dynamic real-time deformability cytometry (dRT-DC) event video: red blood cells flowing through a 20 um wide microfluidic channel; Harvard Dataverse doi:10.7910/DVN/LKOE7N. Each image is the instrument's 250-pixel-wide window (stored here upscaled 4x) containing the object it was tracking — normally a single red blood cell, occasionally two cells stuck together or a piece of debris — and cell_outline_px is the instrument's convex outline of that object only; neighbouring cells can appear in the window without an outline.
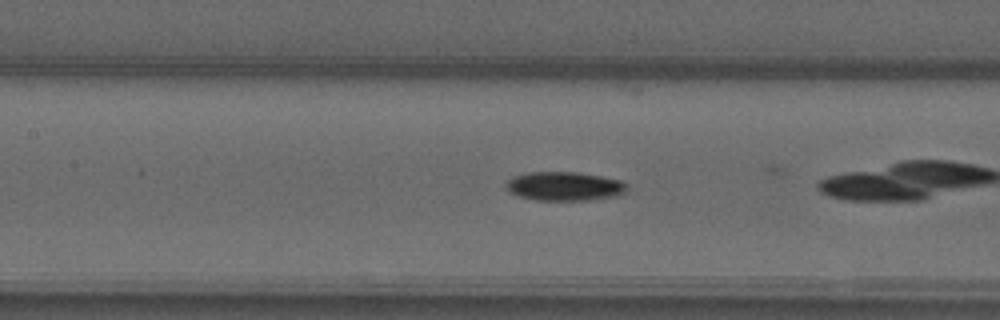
{"species": "common noctule bat (a hibernating species)", "species_latin": "Nyctalus noctula", "temperature_condition": "warm", "stored_images_in_passage": 25, "camera_frame_rate_fps": 3000, "um_per_image_px": 0.085, "animal": {"sex": "male", "forearm_length_mm": 52.5}, "frame": {"image": 1, "passage_image": 8, "time_ms": 2.333, "image_size_px": [1000, 320], "cell_outline_px": [[628, 184], [624, 192], [616, 196], [588, 200], [536, 200], [520, 196], [508, 192], [508, 180], [512, 176], [528, 172], [576, 172], [600, 176], [620, 180]], "centroid_in_image_um": [47.98, 15.83], "position_along_channel_um": 159.4, "area_um2": 20.23}}
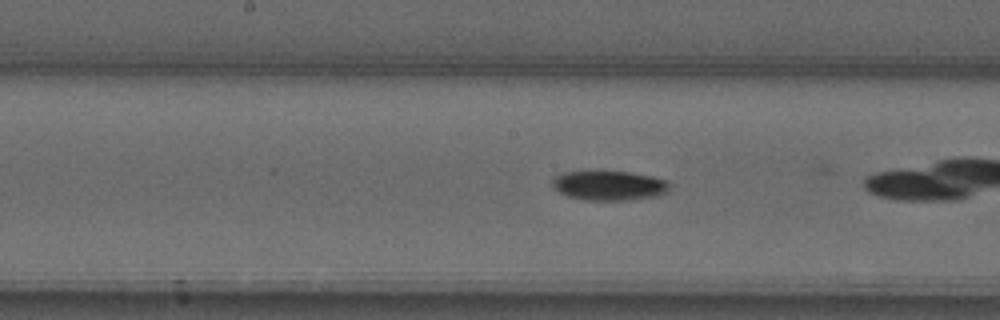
{"frame": {"image": 2, "passage_image": 11, "time_ms": 3.333, "image_size_px": [1000, 320], "cell_outline_px": [[668, 192], [652, 196], [628, 200], [584, 200], [568, 196], [552, 188], [552, 180], [556, 176], [564, 172], [600, 168], [632, 172], [652, 176], [668, 180]], "centroid_in_image_um": [51.72, 15.71], "position_along_channel_um": 196.5, "area_um2": 20.98}}
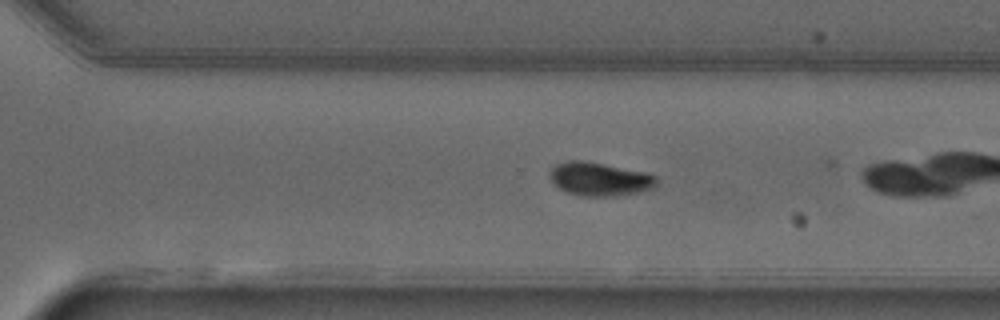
{"frame": {"image": 3, "passage_image": 21, "time_ms": 6.667, "image_size_px": [1000, 320], "cell_outline_px": [[656, 184], [652, 188], [640, 192], [612, 196], [580, 196], [568, 192], [560, 188], [548, 176], [552, 168], [556, 164], [568, 160], [580, 160], [604, 164], [644, 172], [656, 176]], "centroid_in_image_um": [50.95, 15.22], "position_along_channel_um": 319.7, "area_um2": 20.58}}